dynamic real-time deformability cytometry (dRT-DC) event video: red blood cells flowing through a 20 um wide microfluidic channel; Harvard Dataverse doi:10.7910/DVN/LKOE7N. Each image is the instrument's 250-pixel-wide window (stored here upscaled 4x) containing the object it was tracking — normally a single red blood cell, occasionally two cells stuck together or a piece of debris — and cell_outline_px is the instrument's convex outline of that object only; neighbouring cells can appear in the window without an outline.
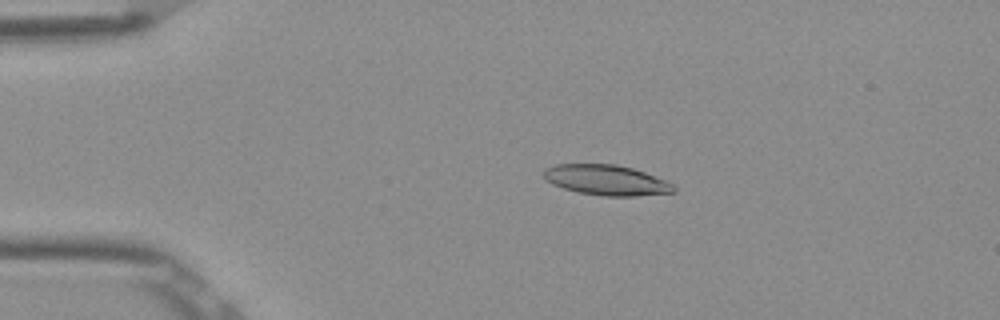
{"species": "Egyptian fruit bat (a non-hibernating species)", "species_latin": "Rousettus aegyptiacus", "temperature_condition": "room temperature", "stored_images_in_passage": 50, "camera_frame_rate_fps": 3000, "um_per_image_px": 0.085, "frame": {"image": 1, "passage_image": 9, "time_ms": 2.667, "image_size_px": [1000, 320], "cell_outline_px": [[676, 192], [636, 196], [600, 196], [576, 192], [552, 184], [544, 180], [544, 168], [556, 164], [616, 164], [632, 168], [644, 172], [664, 180], [672, 184], [676, 188]], "centroid_in_image_um": [51.51, 15.31], "position_along_channel_um": 33.5, "area_um2": 23.06}}
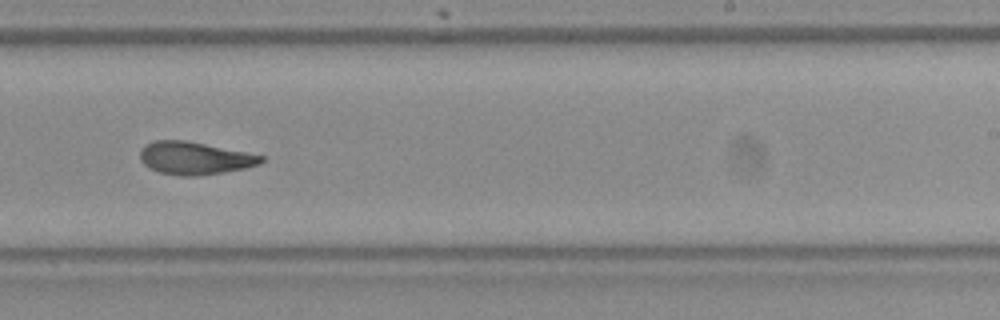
{"frame": {"image": 2, "passage_image": 31, "time_ms": 10.0, "image_size_px": [1000, 320], "cell_outline_px": [[264, 160], [260, 164], [244, 168], [224, 172], [196, 176], [180, 176], [160, 172], [148, 168], [140, 160], [140, 148], [144, 144], [156, 140], [184, 140], [264, 156]], "centroid_in_image_um": [16.49, 13.45], "position_along_channel_um": 272.5, "area_um2": 22.95}}
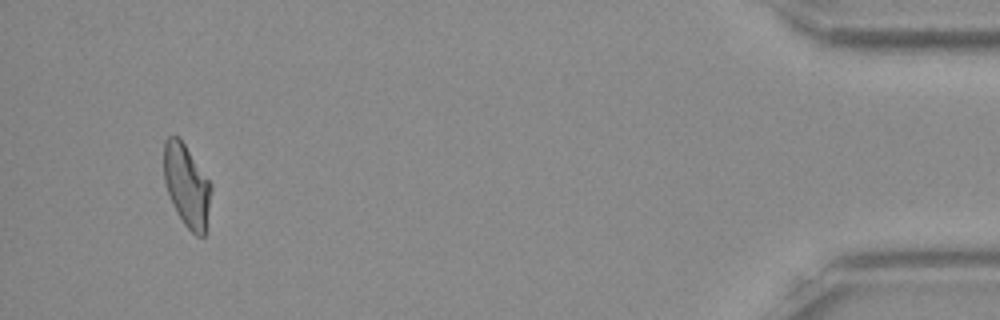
{"frame": {"image": 3, "passage_image": 48, "time_ms": 15.667, "image_size_px": [1000, 320], "cell_outline_px": [[212, 188], [204, 236], [196, 236], [184, 224], [176, 212], [172, 204], [164, 180], [164, 140], [168, 136], [176, 136], [184, 144], [212, 184]], "centroid_in_image_um": [15.87, 15.78], "position_along_channel_um": 419.3, "area_um2": 22.43}, "authors_computed_cell_mechanics": {"area_um2": 23.0622, "velocity_mm_per_s": 3.8954, "shape_relaxation_time_tau1_ms": null, "shape_relaxation_time_tau2_ms": 3.1728, "deformation_change_tau1": null, "deformation_change_tau2": 0.1124}}